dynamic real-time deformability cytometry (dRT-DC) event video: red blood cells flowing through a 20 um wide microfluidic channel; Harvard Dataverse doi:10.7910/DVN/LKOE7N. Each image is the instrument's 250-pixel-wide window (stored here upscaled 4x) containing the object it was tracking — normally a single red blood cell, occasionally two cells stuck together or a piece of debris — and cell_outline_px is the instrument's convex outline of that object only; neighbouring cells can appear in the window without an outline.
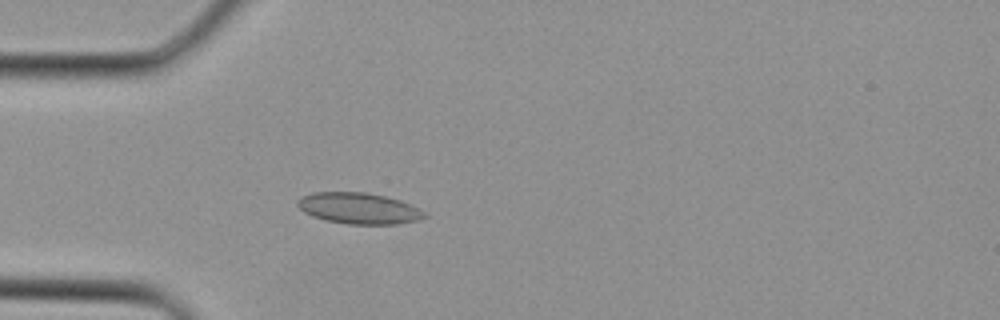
{"species": "Egyptian fruit bat (a non-hibernating species)", "species_latin": "Rousettus aegyptiacus", "temperature_condition": "cold", "stored_images_in_passage": 34, "camera_frame_rate_fps": 3000, "um_per_image_px": 0.085, "animal": {"sex": "female"}, "frame": {"image": 1, "passage_image": 9, "time_ms": 2.667, "image_size_px": [1000, 320], "cell_outline_px": [[428, 216], [420, 220], [396, 224], [348, 224], [328, 220], [312, 216], [304, 212], [296, 204], [296, 200], [312, 192], [364, 192], [384, 196], [400, 200], [420, 208], [428, 212]], "centroid_in_image_um": [30.55, 17.71], "position_along_channel_um": 54.5, "area_um2": 23.12}}
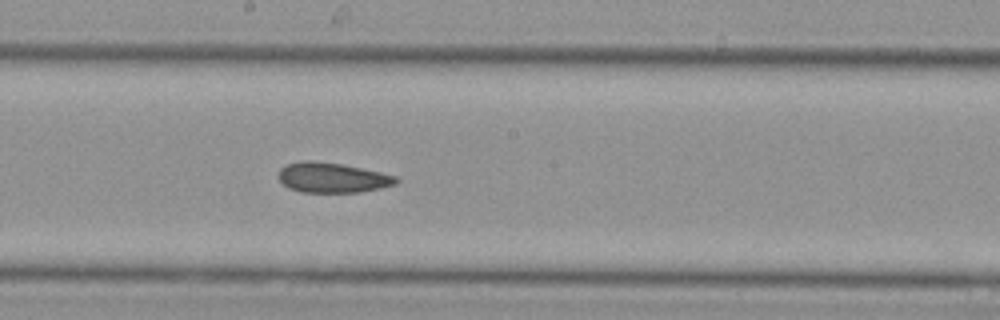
{"frame": {"image": 2, "passage_image": 18, "time_ms": 5.667, "image_size_px": [1000, 320], "cell_outline_px": [[400, 180], [396, 184], [380, 188], [360, 192], [300, 192], [288, 188], [280, 180], [280, 168], [288, 164], [304, 160], [308, 160], [344, 164], [380, 172], [396, 176]], "centroid_in_image_um": [28.27, 15.1], "position_along_channel_um": 219.9, "area_um2": 20.52}}
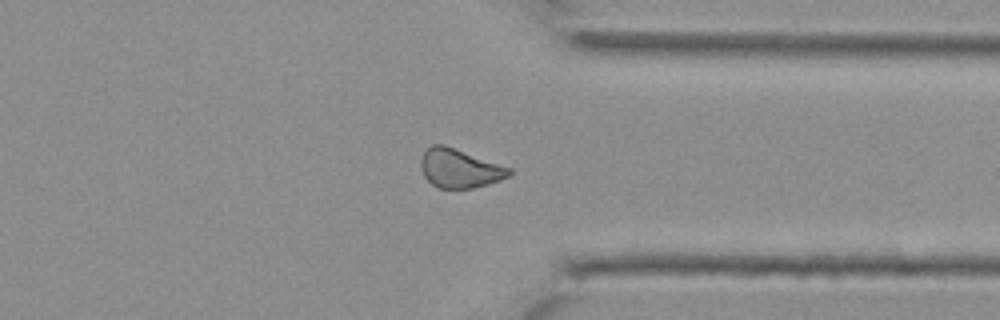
{"frame": {"image": 3, "passage_image": 26, "time_ms": 8.333, "image_size_px": [1000, 320], "cell_outline_px": [[512, 172], [508, 176], [500, 180], [488, 184], [472, 188], [440, 188], [432, 184], [424, 176], [420, 168], [420, 160], [424, 152], [432, 144], [444, 144], [512, 168]], "centroid_in_image_um": [39.06, 14.3], "position_along_channel_um": 372.3, "area_um2": 20.0}}